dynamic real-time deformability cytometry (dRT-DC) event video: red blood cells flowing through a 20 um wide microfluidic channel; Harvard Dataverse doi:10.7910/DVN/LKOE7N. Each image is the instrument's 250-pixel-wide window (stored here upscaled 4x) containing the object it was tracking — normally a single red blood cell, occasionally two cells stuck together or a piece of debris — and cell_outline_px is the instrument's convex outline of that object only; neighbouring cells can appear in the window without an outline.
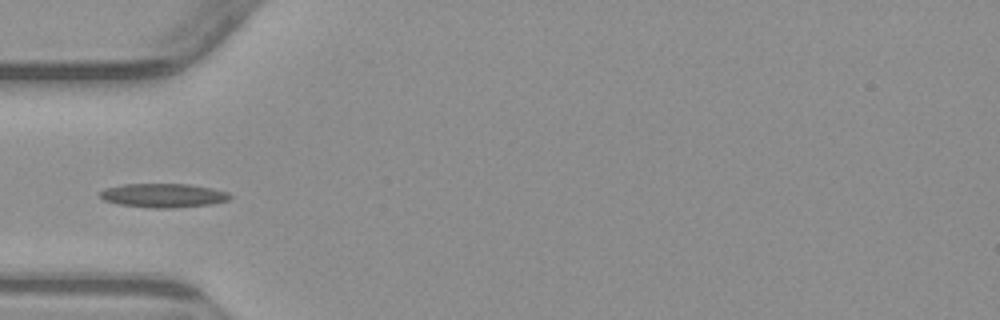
{"species": "common noctule bat (a hibernating species)", "species_latin": "Nyctalus noctula", "temperature_condition": "warm", "stored_images_in_passage": 5, "camera_frame_rate_fps": 3000, "um_per_image_px": 0.085, "animal": {"sex": "male", "body_mass_g": 23.1, "forearm_length_mm": 52.7}, "frame": {"image": 1, "passage_image": 5, "time_ms": 4.667, "image_size_px": [1000, 320], "cell_outline_px": [[232, 196], [228, 200], [212, 204], [172, 208], [152, 208], [120, 204], [104, 200], [100, 196], [100, 192], [104, 188], [124, 184], [188, 184], [212, 188], [228, 192]], "centroid_in_image_um": [13.9, 16.61], "position_along_channel_um": 71.1, "area_um2": 18.09}}